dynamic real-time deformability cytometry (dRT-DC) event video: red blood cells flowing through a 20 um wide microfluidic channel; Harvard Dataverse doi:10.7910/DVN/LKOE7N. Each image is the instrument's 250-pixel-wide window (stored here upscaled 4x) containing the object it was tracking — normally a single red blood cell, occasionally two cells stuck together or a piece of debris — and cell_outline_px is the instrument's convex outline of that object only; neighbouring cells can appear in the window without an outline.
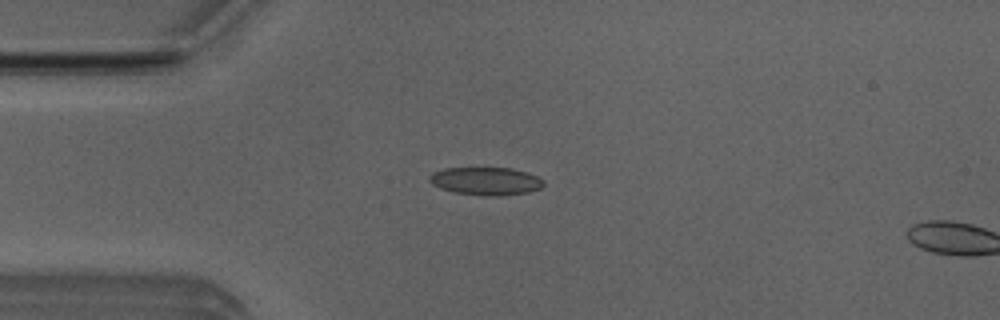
{"species": "Egyptian fruit bat (a non-hibernating species)", "species_latin": "Rousettus aegyptiacus", "temperature_condition": "room temperature", "stored_images_in_passage": 14, "camera_frame_rate_fps": 3000, "um_per_image_px": 0.085, "animal": {"sex": "male"}, "frame": {"image": 1, "passage_image": 12, "time_ms": 3.667, "image_size_px": [1000, 320], "cell_outline_px": [[544, 184], [540, 188], [528, 192], [500, 196], [488, 196], [452, 192], [440, 188], [432, 184], [428, 180], [428, 176], [432, 172], [444, 168], [512, 168], [528, 172], [544, 180]], "centroid_in_image_um": [41.27, 15.39], "position_along_channel_um": 43.7, "area_um2": 18.73}}